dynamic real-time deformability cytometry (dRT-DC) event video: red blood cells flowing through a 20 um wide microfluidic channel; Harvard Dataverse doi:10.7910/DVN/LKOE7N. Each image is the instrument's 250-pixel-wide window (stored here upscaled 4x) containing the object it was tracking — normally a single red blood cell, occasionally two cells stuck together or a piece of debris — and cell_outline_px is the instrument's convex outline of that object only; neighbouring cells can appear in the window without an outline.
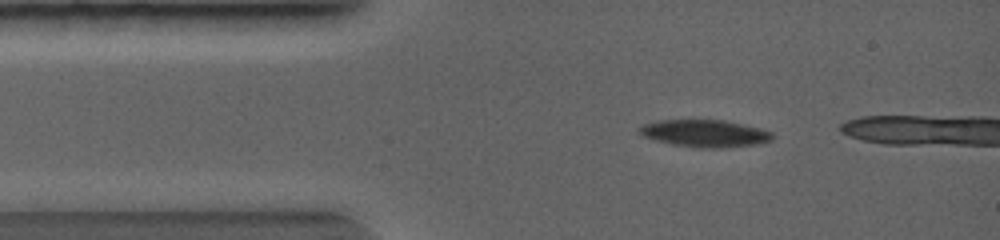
{"species": "common noctule bat (a hibernating species)", "species_latin": "Nyctalus noctula", "temperature_condition": "warm", "stored_images_in_passage": 37, "camera_frame_rate_fps": 5000, "um_per_image_px": 0.085, "animal": {"sex": "female", "body_mass_g": 19.0, "forearm_length_mm": 56.7}, "frame": {"image": 1, "passage_image": 5, "time_ms": 0.8, "image_size_px": [1000, 240], "cell_outline_px": [[776, 136], [772, 140], [760, 144], [724, 148], [700, 148], [672, 144], [656, 140], [644, 136], [636, 132], [636, 128], [644, 124], [656, 120], [724, 120], [760, 128], [772, 132]], "centroid_in_image_um": [59.92, 11.34], "position_along_channel_um": 25.1, "area_um2": 21.39}}
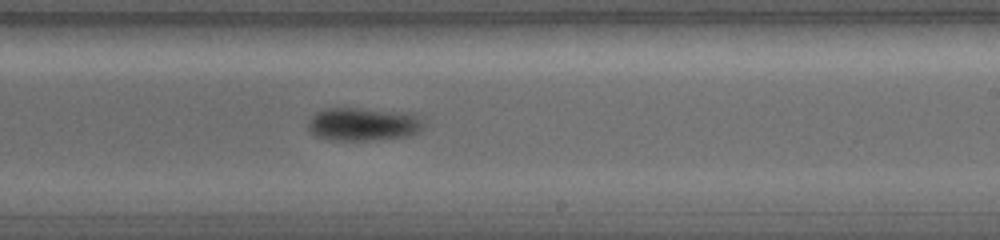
{"frame": {"image": 2, "passage_image": 24, "time_ms": 4.6, "image_size_px": [1000, 240], "cell_outline_px": [[424, 128], [408, 136], [368, 140], [336, 140], [316, 136], [308, 128], [308, 120], [316, 112], [328, 108], [356, 108], [416, 112], [424, 116]], "centroid_in_image_um": [30.97, 10.53], "position_along_channel_um": 258.0, "area_um2": 22.72}}
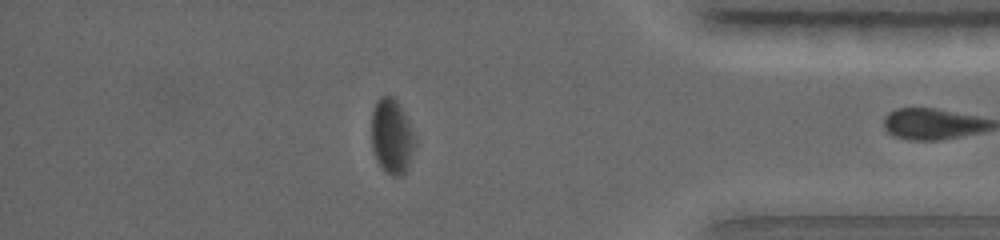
{"frame": {"image": 3, "passage_image": 36, "time_ms": 7.0, "image_size_px": [1000, 240], "cell_outline_px": [[416, 144], [408, 164], [404, 172], [400, 176], [392, 176], [384, 172], [376, 160], [372, 148], [372, 112], [376, 100], [380, 96], [392, 96], [400, 104], [408, 120]], "centroid_in_image_um": [33.28, 11.58], "position_along_channel_um": 401.9, "area_um2": 18.96}}